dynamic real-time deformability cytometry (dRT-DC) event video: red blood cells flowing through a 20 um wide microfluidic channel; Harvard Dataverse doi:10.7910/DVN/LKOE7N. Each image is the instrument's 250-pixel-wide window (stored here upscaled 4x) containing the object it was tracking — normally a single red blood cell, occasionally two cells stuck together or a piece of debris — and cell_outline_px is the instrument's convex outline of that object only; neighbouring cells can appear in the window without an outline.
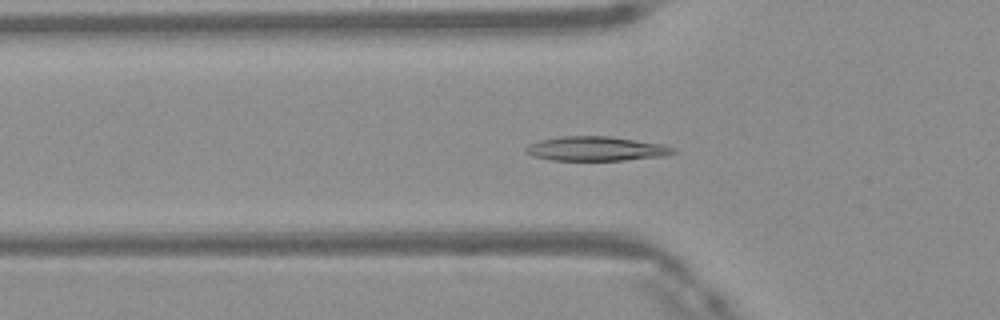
{"species": "Egyptian fruit bat (a non-hibernating species)", "species_latin": "Rousettus aegyptiacus", "temperature_condition": "warm", "stored_images_in_passage": 41, "camera_frame_rate_fps": 3000, "um_per_image_px": 0.085, "frame": {"image": 1, "passage_image": 15, "time_ms": 4.667, "image_size_px": [1000, 320], "cell_outline_px": [[680, 152], [664, 156], [624, 160], [552, 160], [532, 156], [524, 152], [524, 148], [528, 144], [540, 140], [564, 136], [608, 136], [664, 144], [676, 148]], "centroid_in_image_um": [50.7, 12.64], "position_along_channel_um": 75.1, "area_um2": 21.1}}
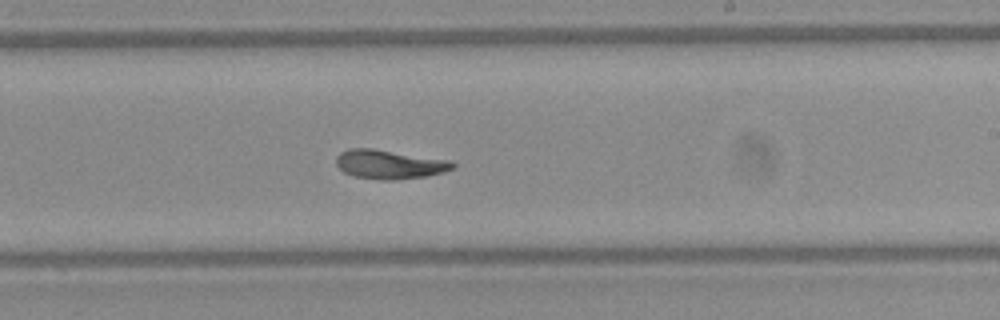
{"frame": {"image": 2, "passage_image": 28, "time_ms": 9.0, "image_size_px": [1000, 320], "cell_outline_px": [[456, 168], [444, 172], [424, 176], [396, 180], [380, 180], [356, 176], [344, 172], [336, 164], [336, 156], [340, 152], [348, 148], [372, 148], [452, 160], [456, 164]], "centroid_in_image_um": [33.13, 13.96], "position_along_channel_um": 255.9, "area_um2": 19.88}}
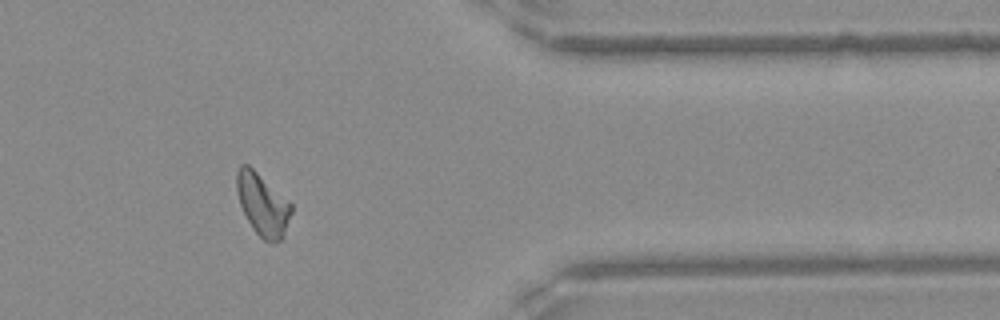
{"frame": {"image": 3, "passage_image": 39, "time_ms": 12.667, "image_size_px": [1000, 320], "cell_outline_px": [[292, 212], [284, 236], [280, 240], [272, 244], [264, 240], [252, 228], [240, 204], [236, 192], [236, 172], [240, 164], [248, 164], [288, 200], [292, 204]], "centroid_in_image_um": [22.32, 17.39], "position_along_channel_um": 389.1, "area_um2": 19.77}, "authors_computed_cell_mechanics": {"area_um2": 19.8254, "velocity_mm_per_s": 4.1476, "shape_relaxation_time_tau1_ms": 5.1879, "shape_relaxation_time_tau2_ms": 3.4474, "deformation_change_tau1": 0.1787, "deformation_change_tau2": 0.0793}}